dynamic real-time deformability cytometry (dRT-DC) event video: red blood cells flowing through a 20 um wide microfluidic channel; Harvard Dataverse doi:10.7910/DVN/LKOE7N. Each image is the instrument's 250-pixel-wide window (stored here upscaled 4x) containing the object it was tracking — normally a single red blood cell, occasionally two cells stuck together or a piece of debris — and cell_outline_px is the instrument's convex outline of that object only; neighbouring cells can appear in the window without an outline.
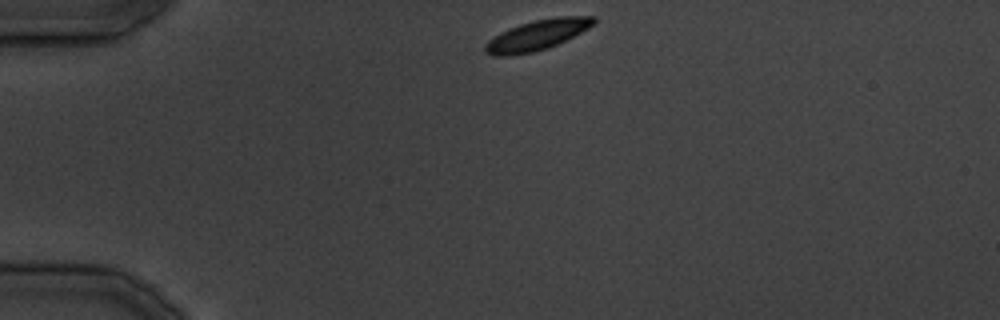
{"species": "common noctule bat (a hibernating species)", "species_latin": "Nyctalus noctula", "temperature_condition": "cold", "stored_images_in_passage": 29, "camera_frame_rate_fps": 3000, "um_per_image_px": 0.085, "animal": {"sex": "male", "body_mass_g": 19.5, "forearm_length_mm": 54.6}, "frame": {"image": 1, "passage_image": 1, "time_ms": 0.0, "image_size_px": [1000, 320], "cell_outline_px": [[596, 24], [548, 48], [532, 52], [508, 56], [492, 56], [484, 52], [484, 44], [488, 40], [520, 24], [532, 20], [556, 16], [596, 16]], "centroid_in_image_um": [45.66, 2.98], "position_along_channel_um": 39.3, "area_um2": 18.96}}
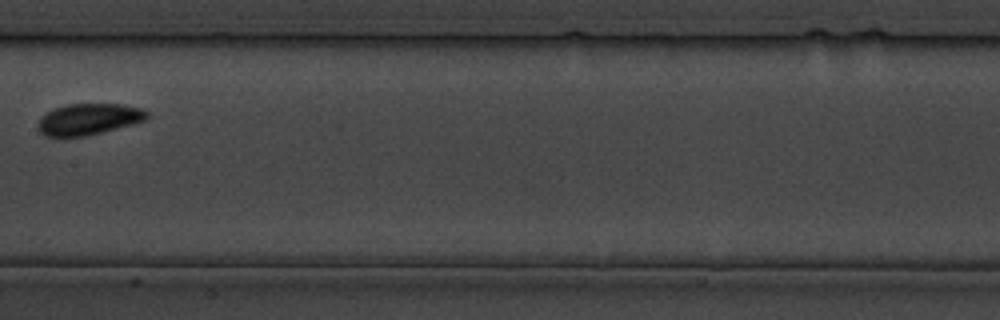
{"frame": {"image": 2, "passage_image": 12, "time_ms": 13.667, "image_size_px": [1000, 320], "cell_outline_px": [[148, 116], [144, 120], [136, 124], [88, 136], [44, 136], [36, 128], [40, 120], [48, 112], [56, 108], [68, 104], [124, 104], [140, 108], [148, 112]], "centroid_in_image_um": [7.58, 10.14], "position_along_channel_um": 199.8, "area_um2": 19.88}}
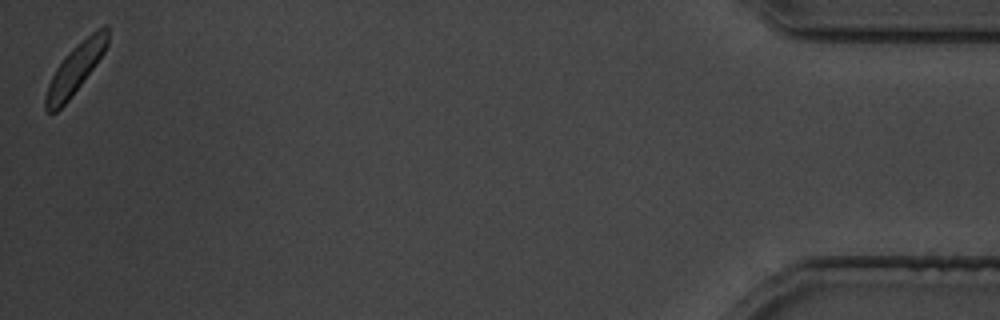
{"frame": {"image": 3, "passage_image": 29, "time_ms": 34.667, "image_size_px": [1000, 320], "cell_outline_px": [[108, 44], [104, 52], [68, 100], [56, 112], [48, 112], [44, 108], [44, 100], [48, 84], [56, 68], [68, 52], [72, 48], [92, 32], [104, 24], [108, 24]], "centroid_in_image_um": [6.39, 5.82], "position_along_channel_um": 428.8, "area_um2": 17.4}}